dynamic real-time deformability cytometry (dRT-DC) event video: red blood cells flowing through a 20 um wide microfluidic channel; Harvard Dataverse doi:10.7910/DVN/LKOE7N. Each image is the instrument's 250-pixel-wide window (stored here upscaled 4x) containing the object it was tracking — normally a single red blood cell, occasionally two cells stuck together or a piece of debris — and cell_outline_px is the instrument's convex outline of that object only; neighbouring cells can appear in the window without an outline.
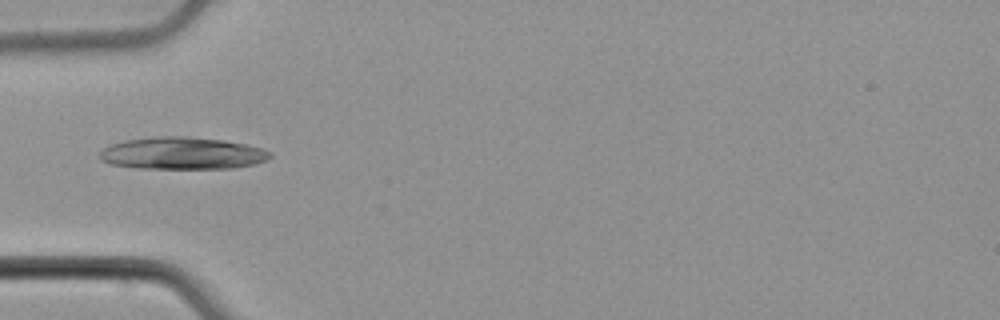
{"species": "common noctule bat (a hibernating species)", "species_latin": "Nyctalus noctula", "temperature_condition": "cold", "stored_images_in_passage": 5, "camera_frame_rate_fps": 3000, "um_per_image_px": 0.085, "animal": {"sex": "male", "body_mass_g": 21.5, "forearm_length_mm": 52.0}, "frame": {"image": 1, "passage_image": 4, "time_ms": 1.0, "image_size_px": [1000, 320], "cell_outline_px": [[272, 156], [264, 160], [252, 164], [232, 168], [136, 168], [112, 164], [100, 160], [100, 152], [108, 144], [124, 140], [156, 136], [188, 136], [220, 140], [248, 144], [264, 148], [272, 152]], "centroid_in_image_um": [15.47, 13.01], "position_along_channel_um": 69.5, "area_um2": 32.02}}
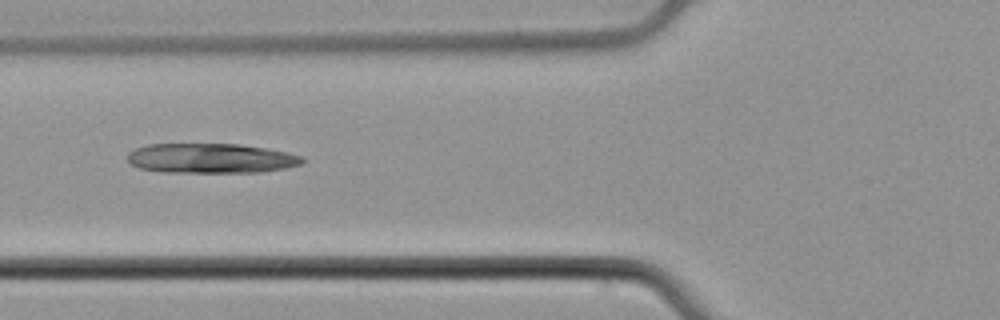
{"frame": {"image": 2, "passage_image": 5, "time_ms": 1.333, "image_size_px": [1000, 320], "cell_outline_px": [[304, 160], [300, 164], [288, 168], [260, 172], [164, 172], [140, 168], [132, 164], [128, 160], [128, 152], [136, 148], [148, 144], [240, 144], [288, 152], [304, 156]], "centroid_in_image_um": [17.96, 13.45], "position_along_channel_um": 107.8, "area_um2": 30.35}}